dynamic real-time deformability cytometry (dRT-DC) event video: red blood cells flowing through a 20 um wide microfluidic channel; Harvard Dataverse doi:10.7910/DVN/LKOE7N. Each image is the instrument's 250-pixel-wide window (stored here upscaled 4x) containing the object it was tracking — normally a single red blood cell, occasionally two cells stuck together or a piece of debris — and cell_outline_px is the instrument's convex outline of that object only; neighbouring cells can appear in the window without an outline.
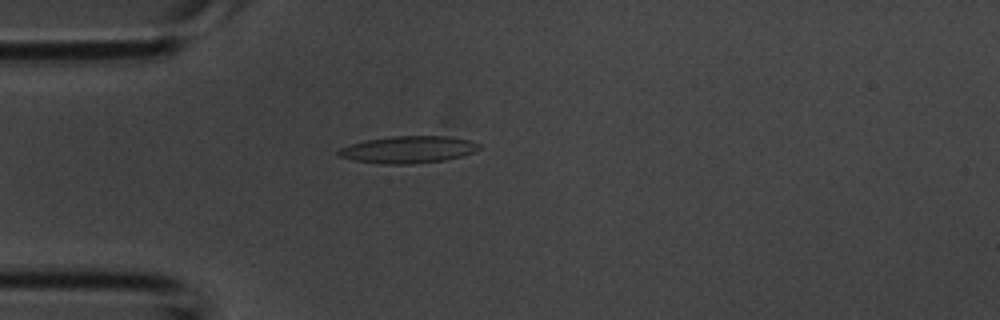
{"species": "common noctule bat (a hibernating species)", "species_latin": "Nyctalus noctula", "temperature_condition": "room temperature", "stored_images_in_passage": 42, "camera_frame_rate_fps": 3000, "um_per_image_px": 0.085, "animal": {"sex": "male", "body_mass_g": 20.1, "forearm_length_mm": 53.5}, "frame": {"image": 1, "passage_image": 11, "time_ms": 3.333, "image_size_px": [1000, 320], "cell_outline_px": [[480, 148], [476, 152], [444, 160], [412, 164], [384, 164], [352, 160], [336, 156], [336, 152], [340, 148], [352, 144], [368, 140], [392, 136], [448, 136], [472, 140], [480, 144]], "centroid_in_image_um": [34.71, 12.71], "position_along_channel_um": 50.3, "area_um2": 22.25}}
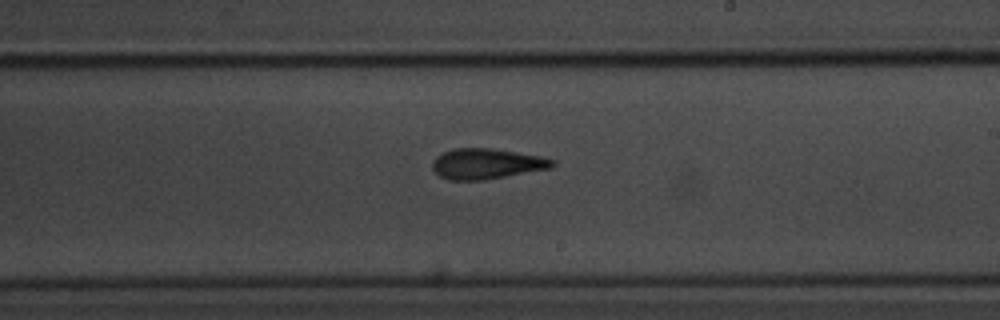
{"frame": {"image": 2, "passage_image": 24, "time_ms": 7.667, "image_size_px": [1000, 320], "cell_outline_px": [[556, 164], [552, 168], [480, 180], [448, 180], [440, 176], [432, 168], [432, 164], [436, 156], [452, 148], [492, 148], [544, 156], [556, 160]], "centroid_in_image_um": [41.39, 13.9], "position_along_channel_um": 247.6, "area_um2": 21.39}}
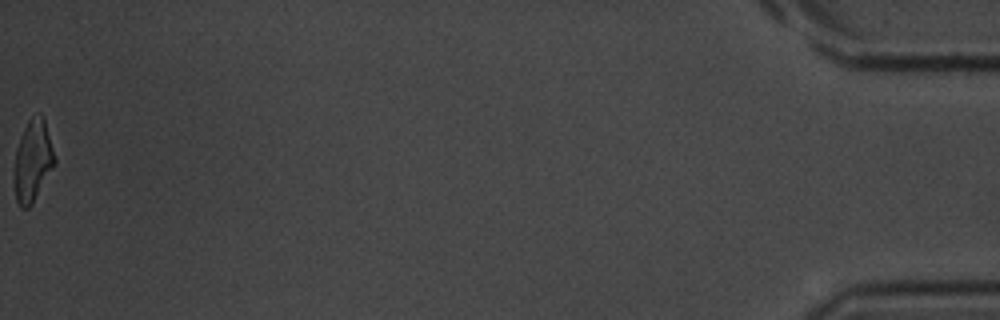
{"frame": {"image": 3, "passage_image": 42, "time_ms": 13.667, "image_size_px": [1000, 320], "cell_outline_px": [[56, 164], [32, 204], [28, 208], [20, 208], [16, 200], [12, 176], [12, 172], [16, 148], [20, 136], [28, 120], [32, 116], [40, 112], [44, 120], [56, 160]], "centroid_in_image_um": [2.75, 13.71], "position_along_channel_um": 432.5, "area_um2": 19.59}}